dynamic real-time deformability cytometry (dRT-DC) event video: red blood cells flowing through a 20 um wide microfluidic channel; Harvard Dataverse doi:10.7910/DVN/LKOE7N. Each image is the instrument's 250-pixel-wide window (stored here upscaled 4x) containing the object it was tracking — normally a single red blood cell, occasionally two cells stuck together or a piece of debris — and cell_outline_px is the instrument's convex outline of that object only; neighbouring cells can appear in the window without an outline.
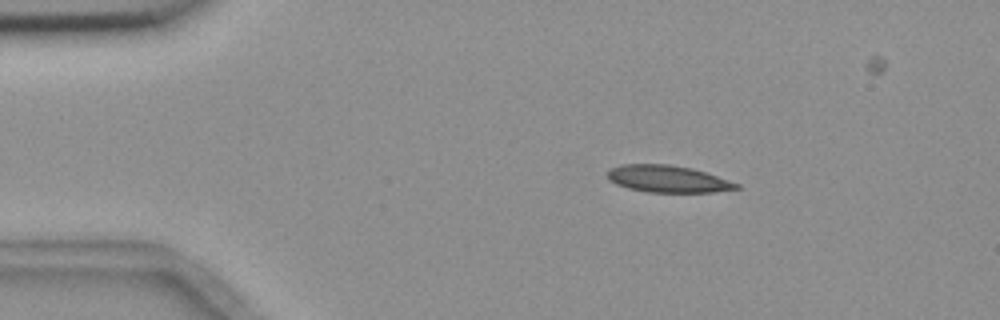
{"species": "common noctule bat (a hibernating species)", "species_latin": "Nyctalus noctula", "temperature_condition": "room temperature", "stored_images_in_passage": 5, "camera_frame_rate_fps": 3000, "um_per_image_px": 0.085, "animal": {"sex": "female", "body_mass_g": 18.4}, "frame": {"image": 1, "passage_image": 2, "time_ms": 1.0, "image_size_px": [1000, 320], "cell_outline_px": [[740, 188], [712, 192], [648, 192], [628, 188], [616, 184], [608, 180], [608, 168], [620, 164], [668, 164], [692, 168], [740, 184]], "centroid_in_image_um": [56.71, 15.2], "position_along_channel_um": 28.3, "area_um2": 20.23}}
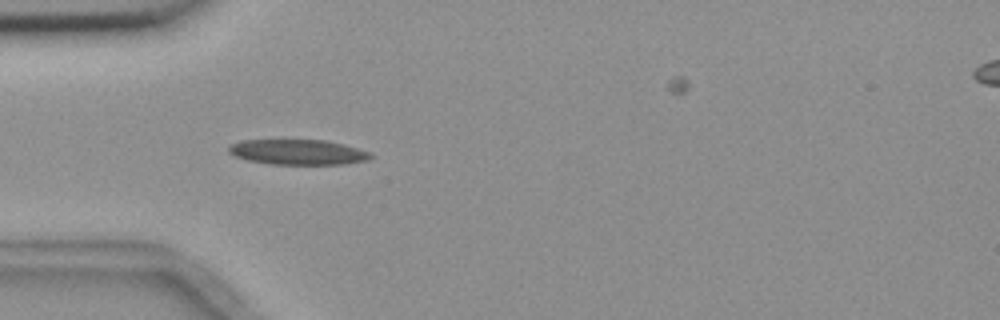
{"frame": {"image": 2, "passage_image": 4, "time_ms": 3.333, "image_size_px": [1000, 320], "cell_outline_px": [[376, 156], [368, 160], [344, 164], [268, 164], [248, 160], [236, 156], [228, 152], [228, 148], [232, 144], [244, 140], [324, 140], [344, 144], [372, 152]], "centroid_in_image_um": [25.39, 12.93], "position_along_channel_um": 59.6, "area_um2": 20.92}}